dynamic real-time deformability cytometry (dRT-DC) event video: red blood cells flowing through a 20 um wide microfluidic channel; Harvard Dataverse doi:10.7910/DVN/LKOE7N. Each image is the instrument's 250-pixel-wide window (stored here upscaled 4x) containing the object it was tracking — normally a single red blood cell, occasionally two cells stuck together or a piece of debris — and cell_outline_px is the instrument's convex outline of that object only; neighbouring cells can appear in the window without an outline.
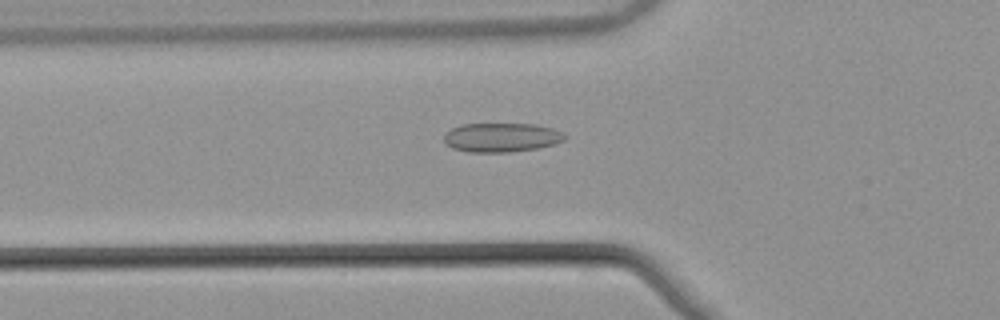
{"species": "common noctule bat (a hibernating species)", "species_latin": "Nyctalus noctula", "temperature_condition": "warm", "stored_images_in_passage": 50, "camera_frame_rate_fps": 3000, "um_per_image_px": 0.085, "animal": {"sex": "male", "body_mass_g": 21.5, "forearm_length_mm": 52.0}, "frame": {"image": 1, "passage_image": 16, "time_ms": 5.0, "image_size_px": [1000, 320], "cell_outline_px": [[564, 140], [540, 148], [508, 152], [468, 152], [452, 148], [444, 140], [444, 136], [452, 128], [460, 124], [536, 124], [552, 128], [564, 132]], "centroid_in_image_um": [42.63, 11.68], "position_along_channel_um": 83.2, "area_um2": 20.4}}
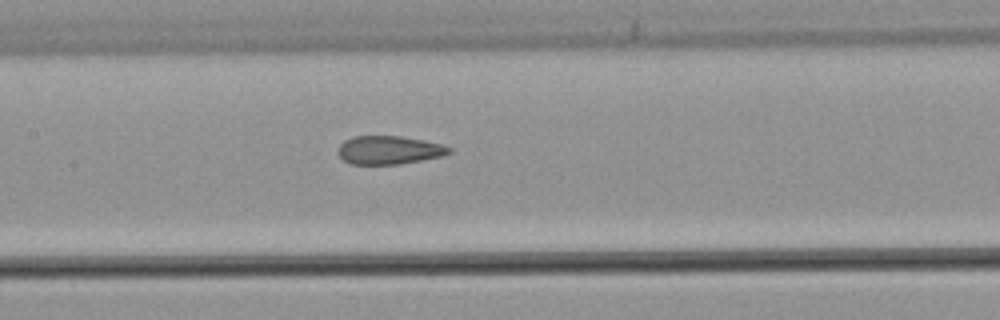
{"frame": {"image": 2, "passage_image": 23, "time_ms": 7.333, "image_size_px": [1000, 320], "cell_outline_px": [[452, 152], [440, 156], [420, 160], [396, 164], [352, 164], [344, 160], [336, 152], [340, 144], [344, 140], [352, 136], [400, 136], [424, 140], [440, 144], [452, 148]], "centroid_in_image_um": [33.03, 12.74], "position_along_channel_um": 174.4, "area_um2": 18.26}}
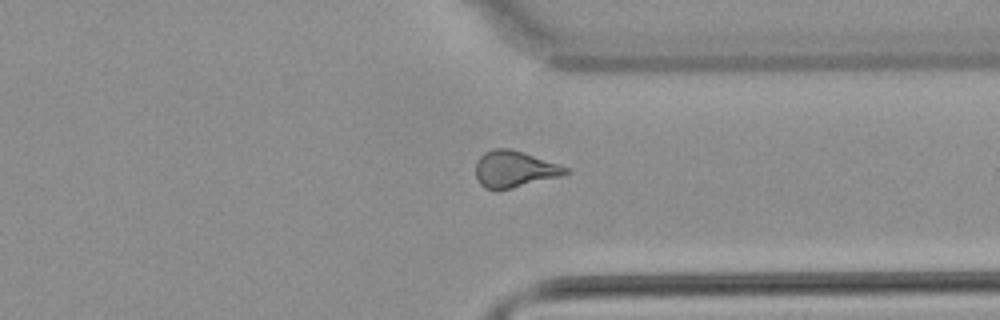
{"frame": {"image": 3, "passage_image": 38, "time_ms": 12.333, "image_size_px": [1000, 320], "cell_outline_px": [[568, 172], [560, 176], [508, 188], [484, 188], [480, 184], [476, 176], [476, 164], [480, 156], [484, 152], [496, 148], [508, 148], [568, 168]], "centroid_in_image_um": [43.66, 14.36], "position_along_channel_um": 367.7, "area_um2": 18.21}, "authors_computed_cell_mechanics": {"area_um2": 19.3341, "velocity_mm_per_s": 3.8711, "shape_relaxation_time_tau1_ms": null, "shape_relaxation_time_tau2_ms": 1.7928, "deformation_change_tau1": null, "deformation_change_tau2": 0.0824}}